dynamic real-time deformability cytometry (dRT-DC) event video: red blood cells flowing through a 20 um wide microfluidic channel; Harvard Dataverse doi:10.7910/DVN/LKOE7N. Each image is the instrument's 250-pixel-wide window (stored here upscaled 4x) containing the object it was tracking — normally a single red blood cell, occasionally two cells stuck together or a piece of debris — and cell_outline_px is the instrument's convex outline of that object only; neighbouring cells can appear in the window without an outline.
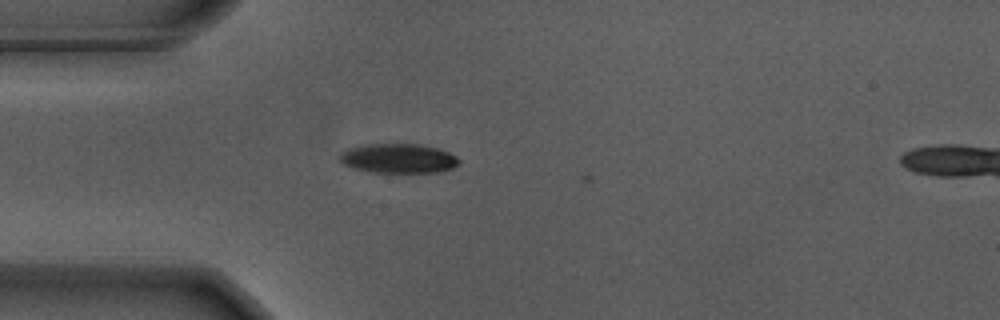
{"species": "Egyptian fruit bat (a non-hibernating species)", "species_latin": "Rousettus aegyptiacus", "temperature_condition": "warm", "stored_images_in_passage": 4, "camera_frame_rate_fps": 3000, "um_per_image_px": 0.085, "animal": {"sex": "male"}, "frame": {"image": 1, "passage_image": 2, "time_ms": 0.333, "image_size_px": [1000, 320], "cell_outline_px": [[460, 164], [452, 168], [440, 172], [372, 172], [356, 168], [344, 164], [340, 160], [340, 152], [348, 148], [368, 144], [420, 144], [436, 148], [448, 152], [456, 156], [460, 160]], "centroid_in_image_um": [33.89, 13.46], "position_along_channel_um": 51.1, "area_um2": 20.35}}